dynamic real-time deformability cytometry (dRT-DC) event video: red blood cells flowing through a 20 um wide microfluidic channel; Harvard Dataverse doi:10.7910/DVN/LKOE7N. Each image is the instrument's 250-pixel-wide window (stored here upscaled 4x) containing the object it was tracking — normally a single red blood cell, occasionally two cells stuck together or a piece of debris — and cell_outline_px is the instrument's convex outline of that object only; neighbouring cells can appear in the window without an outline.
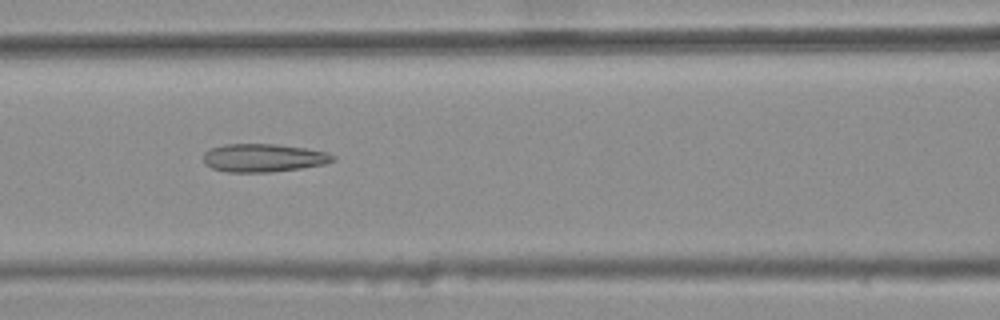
{"species": "common noctule bat (a hibernating species)", "species_latin": "Nyctalus noctula", "temperature_condition": "warm", "stored_images_in_passage": 9, "camera_frame_rate_fps": 3000, "um_per_image_px": 0.085, "animal": {"sex": "female", "body_mass_g": 25.1}, "frame": {"image": 1, "passage_image": 7, "time_ms": 2.0, "image_size_px": [1000, 320], "cell_outline_px": [[336, 160], [324, 164], [300, 168], [272, 172], [224, 172], [212, 168], [204, 160], [204, 152], [212, 148], [224, 144], [272, 144], [304, 148], [328, 152], [336, 156]], "centroid_in_image_um": [22.42, 13.42], "position_along_channel_um": 144.2, "area_um2": 21.15}}
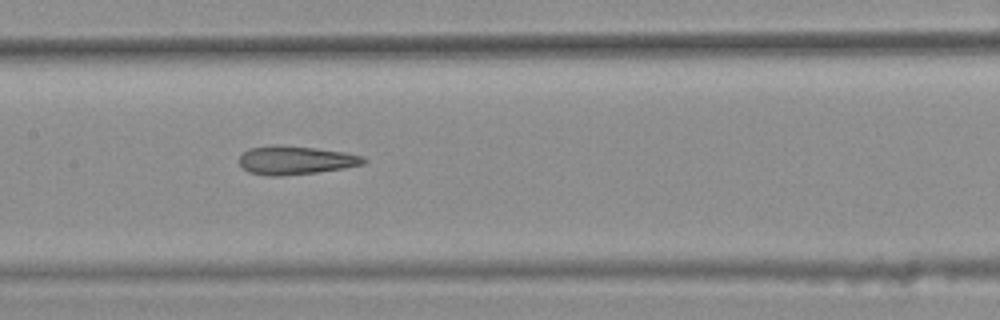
{"frame": {"image": 2, "passage_image": 8, "time_ms": 2.333, "image_size_px": [1000, 320], "cell_outline_px": [[368, 160], [364, 164], [344, 168], [316, 172], [280, 176], [268, 176], [248, 172], [240, 164], [240, 156], [248, 148], [316, 148], [344, 152], [364, 156]], "centroid_in_image_um": [25.2, 13.67], "position_along_channel_um": 182.2, "area_um2": 19.77}}
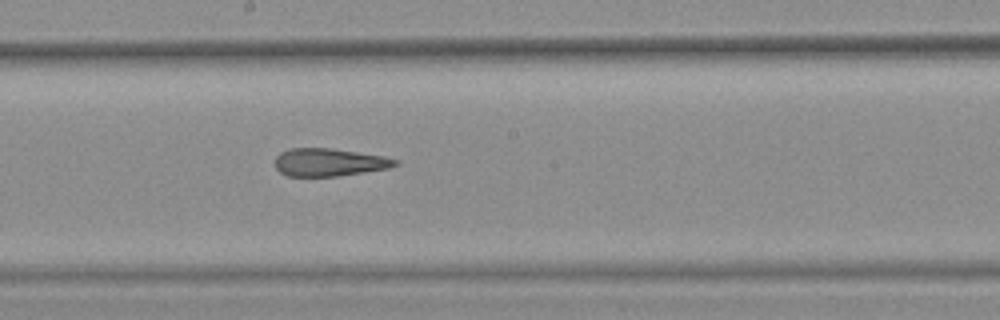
{"frame": {"image": 3, "passage_image": 9, "time_ms": 2.667, "image_size_px": [1000, 320], "cell_outline_px": [[400, 164], [388, 168], [364, 172], [336, 176], [288, 176], [280, 172], [276, 168], [276, 156], [280, 152], [292, 148], [332, 148], [384, 156], [400, 160]], "centroid_in_image_um": [28.01, 13.79], "position_along_channel_um": 220.2, "area_um2": 19.48}}